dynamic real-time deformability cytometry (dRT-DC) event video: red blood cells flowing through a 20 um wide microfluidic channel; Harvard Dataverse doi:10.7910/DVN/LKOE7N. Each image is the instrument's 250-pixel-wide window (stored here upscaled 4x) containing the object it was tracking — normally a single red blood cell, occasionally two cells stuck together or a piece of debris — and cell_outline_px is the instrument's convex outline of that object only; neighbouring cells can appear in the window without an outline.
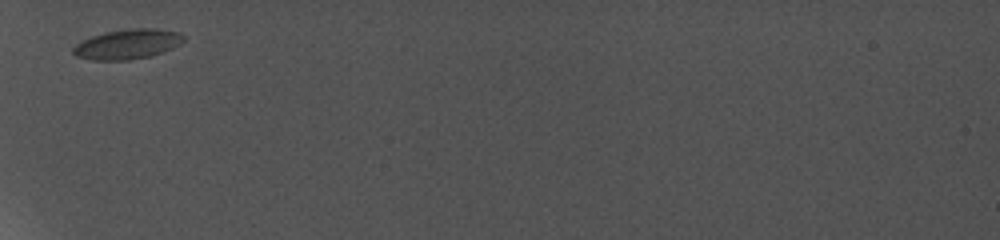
{"species": "common noctule bat (a hibernating species)", "species_latin": "Nyctalus noctula", "temperature_condition": "cold", "stored_images_in_passage": 2, "camera_frame_rate_fps": 5000, "um_per_image_px": 0.085, "animal": {"sex": "female", "body_mass_g": 19.0, "forearm_length_mm": 56.7}, "frame": {"image": 1, "passage_image": 1, "time_ms": 0.0, "image_size_px": [1000, 240], "cell_outline_px": [[184, 40], [180, 44], [164, 52], [148, 56], [128, 60], [92, 60], [76, 56], [72, 52], [72, 48], [76, 44], [92, 36], [108, 32], [132, 28], [156, 28], [180, 32], [184, 36]], "centroid_in_image_um": [10.86, 3.75], "position_along_channel_um": 74.1, "area_um2": 19.13}}